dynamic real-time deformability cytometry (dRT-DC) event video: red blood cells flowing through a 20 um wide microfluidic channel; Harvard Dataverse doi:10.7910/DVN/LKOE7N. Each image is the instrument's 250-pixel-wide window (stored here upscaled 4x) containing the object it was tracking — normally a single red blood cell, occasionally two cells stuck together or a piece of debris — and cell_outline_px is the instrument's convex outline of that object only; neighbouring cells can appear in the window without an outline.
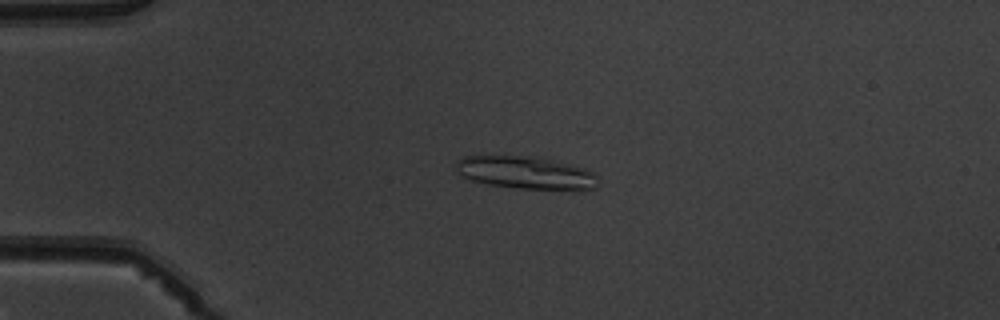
{"species": "common noctule bat (a hibernating species)", "species_latin": "Nyctalus noctula", "temperature_condition": "warm", "stored_images_in_passage": 5, "camera_frame_rate_fps": 3000, "um_per_image_px": 0.085, "animal": {"sex": "male", "body_mass_g": 19.5, "forearm_length_mm": 54.6}, "frame": {"image": 1, "passage_image": 3, "time_ms": 3.0, "image_size_px": [1000, 320], "cell_outline_px": [[596, 184], [592, 188], [584, 192], [572, 192], [516, 188], [488, 184], [472, 180], [460, 176], [456, 172], [456, 160], [464, 156], [532, 156], [572, 164], [588, 168], [596, 176]], "centroid_in_image_um": [44.75, 14.71], "position_along_channel_um": 40.3, "area_um2": 27.86}}